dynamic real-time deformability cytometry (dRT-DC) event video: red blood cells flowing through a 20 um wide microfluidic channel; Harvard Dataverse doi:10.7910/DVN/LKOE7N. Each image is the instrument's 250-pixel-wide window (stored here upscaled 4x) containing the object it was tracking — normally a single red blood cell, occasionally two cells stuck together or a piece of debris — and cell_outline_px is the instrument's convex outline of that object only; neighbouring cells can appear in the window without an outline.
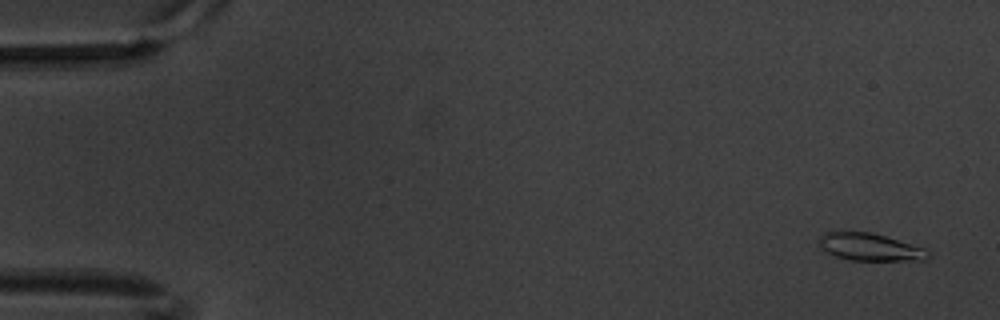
{"species": "common noctule bat (a hibernating species)", "species_latin": "Nyctalus noctula", "temperature_condition": "warm", "stored_images_in_passage": 5, "camera_frame_rate_fps": 3000, "um_per_image_px": 0.085, "animal": {"sex": "male", "body_mass_g": 20.1, "forearm_length_mm": 53.5}, "frame": {"image": 1, "passage_image": 1, "time_ms": 0.0, "image_size_px": [1000, 320], "cell_outline_px": [[928, 256], [924, 260], [848, 260], [836, 256], [820, 248], [820, 236], [824, 232], [872, 232], [924, 248], [928, 252]], "centroid_in_image_um": [73.91, 21.0], "position_along_channel_um": 11.1, "area_um2": 17.11}}